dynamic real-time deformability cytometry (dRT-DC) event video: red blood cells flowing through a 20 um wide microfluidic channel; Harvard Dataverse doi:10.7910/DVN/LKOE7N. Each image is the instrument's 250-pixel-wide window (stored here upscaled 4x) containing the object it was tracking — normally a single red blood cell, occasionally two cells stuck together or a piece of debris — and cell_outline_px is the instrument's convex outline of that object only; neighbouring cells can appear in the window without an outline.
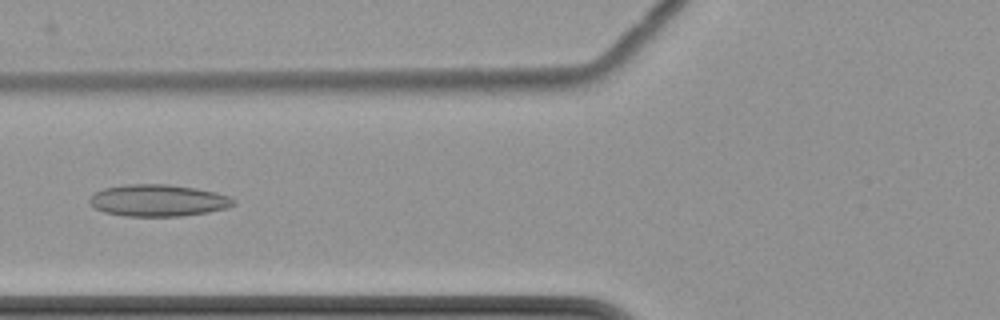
{"species": "common noctule bat (a hibernating species)", "species_latin": "Nyctalus noctula", "temperature_condition": "cold", "stored_images_in_passage": 9, "camera_frame_rate_fps": 3000, "um_per_image_px": 0.085, "animal": {"sex": "female", "body_mass_g": 22.7, "forearm_length_mm": 54.2}, "frame": {"image": 1, "passage_image": 8, "time_ms": 8.667, "image_size_px": [1000, 320], "cell_outline_px": [[236, 204], [228, 208], [208, 212], [180, 216], [124, 216], [104, 212], [92, 208], [88, 204], [88, 200], [96, 192], [104, 188], [124, 184], [168, 184], [196, 188], [216, 192], [228, 196], [236, 200]], "centroid_in_image_um": [13.43, 17.04], "position_along_channel_um": 112.4, "area_um2": 26.99}}
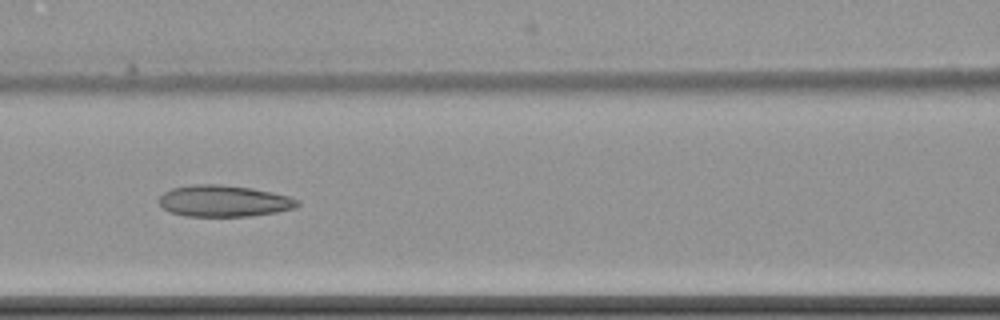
{"frame": {"image": 2, "passage_image": 9, "time_ms": 9.667, "image_size_px": [1000, 320], "cell_outline_px": [[300, 204], [296, 208], [276, 212], [252, 216], [184, 216], [172, 212], [164, 208], [160, 204], [160, 196], [164, 192], [172, 188], [196, 184], [220, 184], [252, 188], [272, 192], [288, 196], [300, 200]], "centroid_in_image_um": [19.07, 17.08], "position_along_channel_um": 147.5, "area_um2": 25.37}}